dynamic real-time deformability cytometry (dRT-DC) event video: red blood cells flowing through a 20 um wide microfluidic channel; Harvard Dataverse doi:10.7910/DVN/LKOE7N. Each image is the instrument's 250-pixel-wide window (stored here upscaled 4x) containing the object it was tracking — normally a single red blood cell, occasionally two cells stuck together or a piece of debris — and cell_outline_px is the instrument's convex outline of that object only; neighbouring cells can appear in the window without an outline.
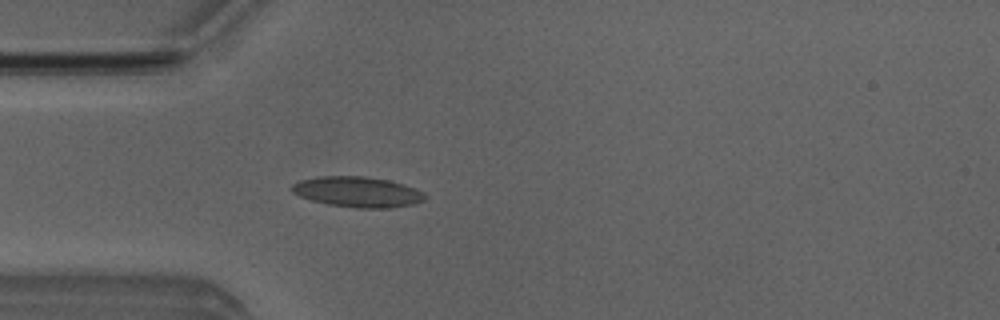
{"species": "Egyptian fruit bat (a non-hibernating species)", "species_latin": "Rousettus aegyptiacus", "temperature_condition": "room temperature", "stored_images_in_passage": 43, "camera_frame_rate_fps": 3000, "um_per_image_px": 0.085, "animal": {"sex": "male"}, "frame": {"image": 1, "passage_image": 13, "time_ms": 4.0, "image_size_px": [1000, 320], "cell_outline_px": [[428, 196], [424, 200], [416, 204], [392, 208], [356, 208], [328, 204], [312, 200], [300, 196], [292, 192], [288, 188], [292, 184], [300, 180], [320, 176], [364, 176], [388, 180], [404, 184], [424, 192]], "centroid_in_image_um": [30.41, 16.31], "position_along_channel_um": 54.6, "area_um2": 23.87}}
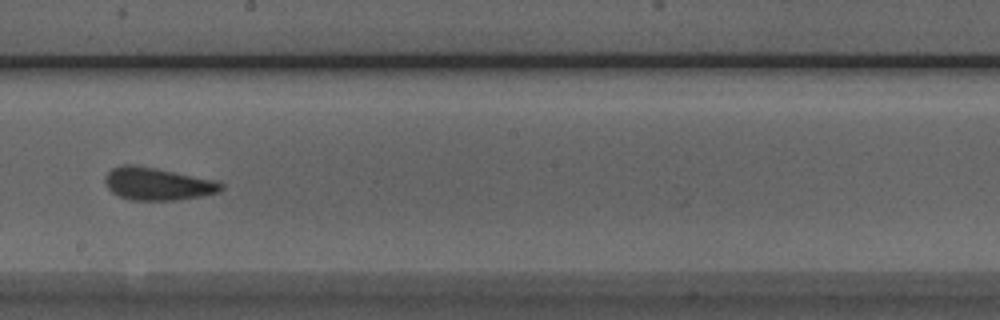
{"frame": {"image": 2, "passage_image": 27, "time_ms": 8.667, "image_size_px": [1000, 320], "cell_outline_px": [[224, 188], [220, 192], [200, 196], [176, 200], [132, 200], [120, 196], [112, 192], [108, 188], [104, 180], [104, 176], [112, 168], [124, 164], [136, 164], [216, 180], [224, 184]], "centroid_in_image_um": [13.39, 15.62], "position_along_channel_um": 234.8, "area_um2": 22.14}}
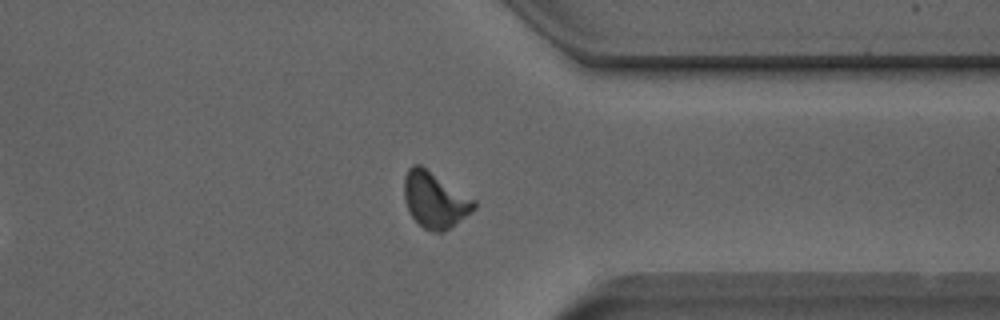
{"frame": {"image": 3, "passage_image": 38, "time_ms": 12.333, "image_size_px": [1000, 320], "cell_outline_px": [[476, 208], [472, 212], [444, 232], [432, 232], [424, 228], [412, 216], [404, 200], [404, 176], [408, 168], [412, 164], [420, 164], [476, 200]], "centroid_in_image_um": [36.96, 16.98], "position_along_channel_um": 374.4, "area_um2": 22.77}, "authors_computed_cell_mechanics": {"area_um2": 22.1374, "velocity_mm_per_s": 3.9705, "shape_relaxation_time_tau1_ms": 5.3811, "shape_relaxation_time_tau2_ms": 2.0231, "deformation_change_tau1": 0.1248, "deformation_change_tau2": 0.0912}}